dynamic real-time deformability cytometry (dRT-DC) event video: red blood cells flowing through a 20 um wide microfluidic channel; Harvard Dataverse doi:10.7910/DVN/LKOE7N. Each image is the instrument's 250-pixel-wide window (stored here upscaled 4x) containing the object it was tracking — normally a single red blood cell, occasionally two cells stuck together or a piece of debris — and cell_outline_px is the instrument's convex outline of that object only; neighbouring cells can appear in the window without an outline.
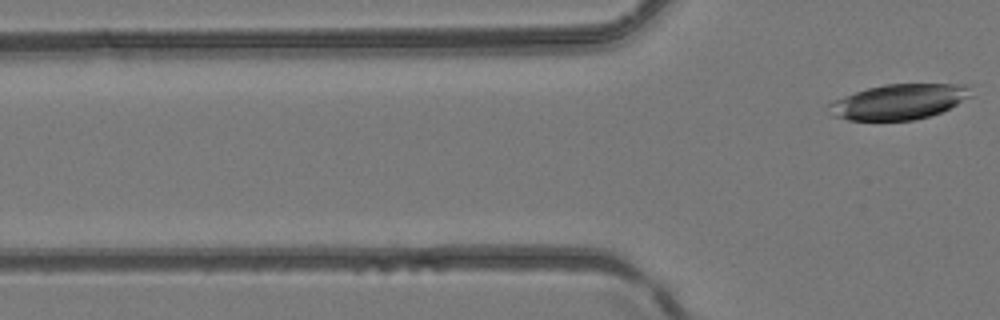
{"species": "common noctule bat (a hibernating species)", "species_latin": "Nyctalus noctula", "temperature_condition": "room temperature", "stored_images_in_passage": 3, "camera_frame_rate_fps": 3000, "um_per_image_px": 0.085, "animal": {"sex": "female", "body_mass_g": 24.6, "forearm_length_mm": 56.2}, "frame": {"image": 1, "passage_image": 3, "time_ms": 0.667, "image_size_px": [1000, 320], "cell_outline_px": [[972, 96], [940, 112], [928, 116], [912, 120], [848, 120], [832, 116], [828, 104], [844, 96], [868, 88], [884, 84], [964, 84]], "centroid_in_image_um": [76.38, 8.65], "position_along_channel_um": 49.4, "area_um2": 28.67}}